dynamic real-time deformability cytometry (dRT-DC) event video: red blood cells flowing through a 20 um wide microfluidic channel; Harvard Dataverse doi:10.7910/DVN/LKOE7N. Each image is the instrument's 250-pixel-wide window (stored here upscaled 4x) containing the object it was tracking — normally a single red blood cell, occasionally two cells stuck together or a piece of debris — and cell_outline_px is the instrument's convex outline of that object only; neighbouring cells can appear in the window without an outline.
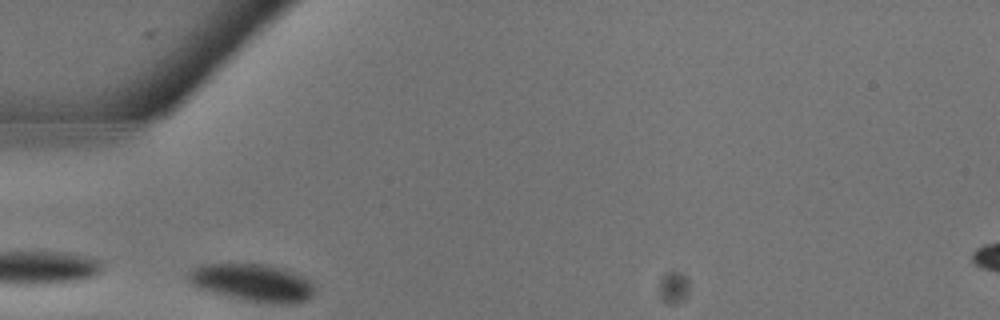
{"species": "common noctule bat (a hibernating species)", "species_latin": "Nyctalus noctula", "temperature_condition": "warm", "stored_images_in_passage": 6, "camera_frame_rate_fps": 3000, "um_per_image_px": 0.085, "animal": {"sex": "male", "body_mass_g": 13.3}, "frame": {"image": 1, "passage_image": 1, "time_ms": 0.0, "image_size_px": [1000, 320], "cell_outline_px": [[312, 296], [300, 304], [272, 304], [244, 300], [200, 288], [192, 284], [188, 280], [188, 272], [192, 268], [200, 264], [264, 264], [280, 268], [300, 276], [308, 280], [312, 284]], "centroid_in_image_um": [21.45, 24.04], "position_along_channel_um": 63.6, "area_um2": 27.22}}
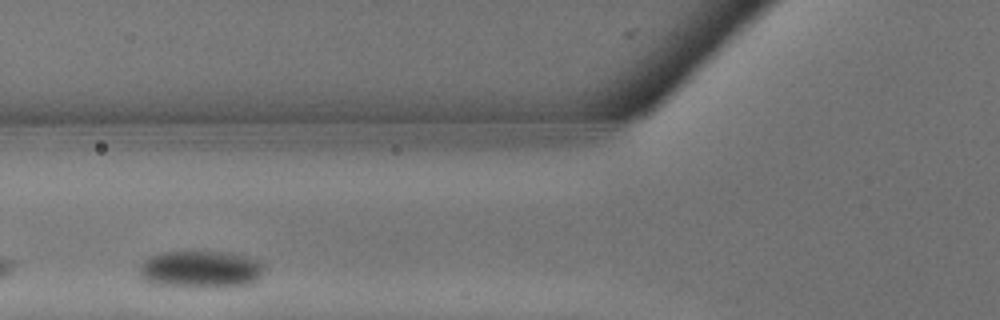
{"frame": {"image": 2, "passage_image": 3, "time_ms": 0.667, "image_size_px": [1000, 320], "cell_outline_px": [[264, 264], [260, 276], [256, 280], [248, 284], [228, 288], [184, 288], [160, 284], [144, 280], [140, 276], [140, 264], [148, 256], [160, 252], [220, 252], [244, 256], [256, 260]], "centroid_in_image_um": [17.02, 22.93], "position_along_channel_um": 108.8, "area_um2": 27.4}}
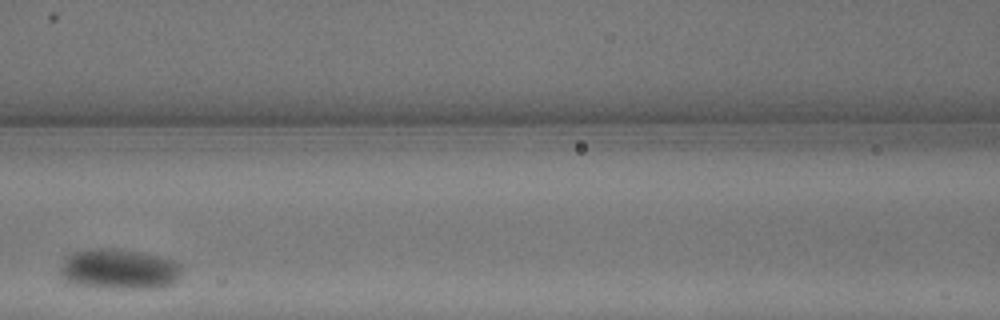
{"frame": {"image": 3, "passage_image": 5, "time_ms": 1.333, "image_size_px": [1000, 320], "cell_outline_px": [[184, 272], [180, 280], [164, 288], [100, 288], [68, 284], [60, 280], [60, 268], [64, 256], [88, 248], [112, 248], [140, 252], [160, 256], [184, 264]], "centroid_in_image_um": [10.14, 22.9], "position_along_channel_um": 156.5, "area_um2": 29.77}}